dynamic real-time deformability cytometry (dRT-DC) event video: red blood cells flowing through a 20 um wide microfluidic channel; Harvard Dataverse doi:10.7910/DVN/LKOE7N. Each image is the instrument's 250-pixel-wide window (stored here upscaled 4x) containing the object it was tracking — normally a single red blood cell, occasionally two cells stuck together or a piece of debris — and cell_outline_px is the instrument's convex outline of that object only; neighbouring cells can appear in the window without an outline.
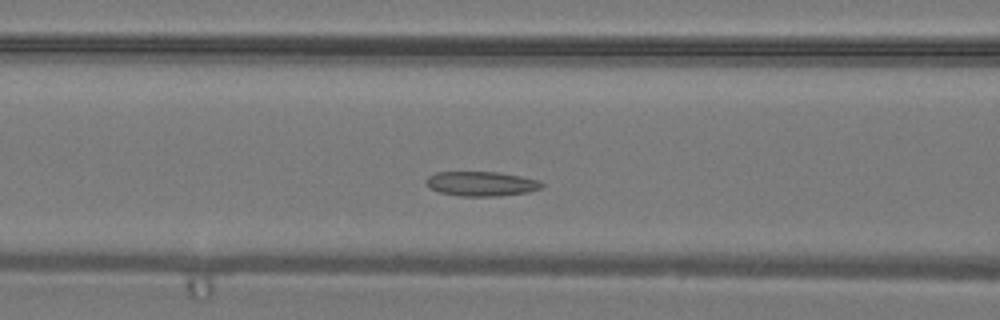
{"species": "common noctule bat (a hibernating species)", "species_latin": "Nyctalus noctula", "temperature_condition": "warm", "stored_images_in_passage": 27, "camera_frame_rate_fps": 3000, "um_per_image_px": 0.085, "animal": {"sex": "male", "body_mass_g": 19.2, "forearm_length_mm": 51.8}, "frame": {"image": 1, "passage_image": 9, "time_ms": 2.667, "image_size_px": [1000, 320], "cell_outline_px": [[544, 188], [528, 192], [496, 196], [460, 196], [440, 192], [428, 188], [424, 180], [428, 176], [436, 172], [496, 172], [520, 176], [540, 180], [544, 184]], "centroid_in_image_um": [40.91, 15.62], "position_along_channel_um": 125.7, "area_um2": 16.7}}
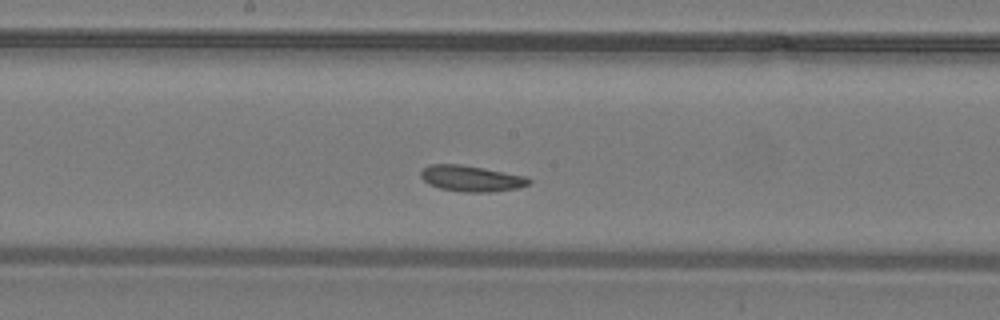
{"frame": {"image": 2, "passage_image": 14, "time_ms": 4.333, "image_size_px": [1000, 320], "cell_outline_px": [[532, 184], [520, 188], [492, 192], [464, 192], [440, 188], [428, 184], [420, 176], [420, 172], [428, 164], [460, 164], [484, 168], [528, 176], [532, 180]], "centroid_in_image_um": [40.12, 15.17], "position_along_channel_um": 208.1, "area_um2": 16.65}}
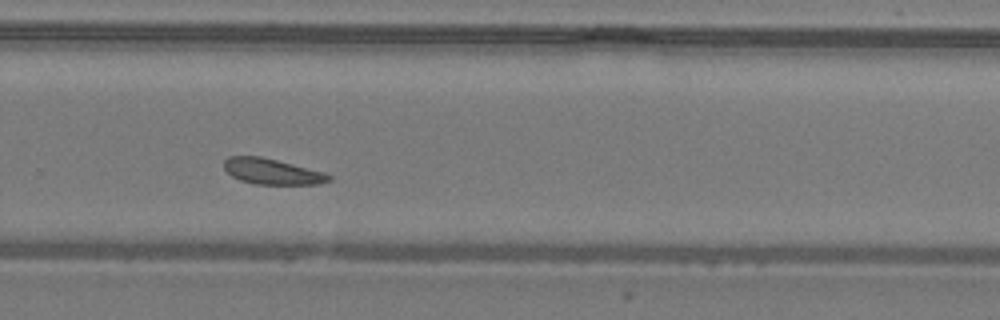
{"frame": {"image": 3, "passage_image": 20, "time_ms": 6.333, "image_size_px": [1000, 320], "cell_outline_px": [[332, 180], [316, 184], [256, 184], [240, 180], [232, 176], [224, 168], [224, 160], [228, 156], [260, 156], [324, 172], [332, 176]], "centroid_in_image_um": [23.11, 14.58], "position_along_channel_um": 306.7, "area_um2": 15.55}}